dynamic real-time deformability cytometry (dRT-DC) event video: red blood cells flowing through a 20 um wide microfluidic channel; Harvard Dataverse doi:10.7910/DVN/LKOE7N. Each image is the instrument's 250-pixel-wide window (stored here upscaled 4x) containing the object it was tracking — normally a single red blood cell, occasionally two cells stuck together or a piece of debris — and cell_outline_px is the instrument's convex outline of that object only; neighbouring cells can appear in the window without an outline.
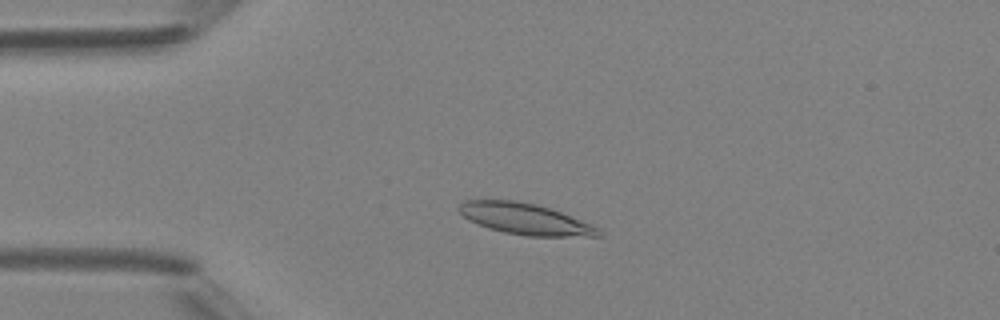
{"species": "Egyptian fruit bat (a non-hibernating species)", "species_latin": "Rousettus aegyptiacus", "temperature_condition": "room temperature", "stored_images_in_passage": 4, "camera_frame_rate_fps": 3000, "um_per_image_px": 0.085, "animal": {"sex": "female"}, "frame": {"image": 1, "passage_image": 3, "time_ms": 2.333, "image_size_px": [1000, 320], "cell_outline_px": [[604, 236], [528, 236], [504, 232], [488, 228], [468, 220], [460, 212], [460, 204], [464, 200], [516, 200], [536, 204], [560, 212], [600, 228]], "centroid_in_image_um": [44.64, 18.61], "position_along_channel_um": 40.4, "area_um2": 25.09}}